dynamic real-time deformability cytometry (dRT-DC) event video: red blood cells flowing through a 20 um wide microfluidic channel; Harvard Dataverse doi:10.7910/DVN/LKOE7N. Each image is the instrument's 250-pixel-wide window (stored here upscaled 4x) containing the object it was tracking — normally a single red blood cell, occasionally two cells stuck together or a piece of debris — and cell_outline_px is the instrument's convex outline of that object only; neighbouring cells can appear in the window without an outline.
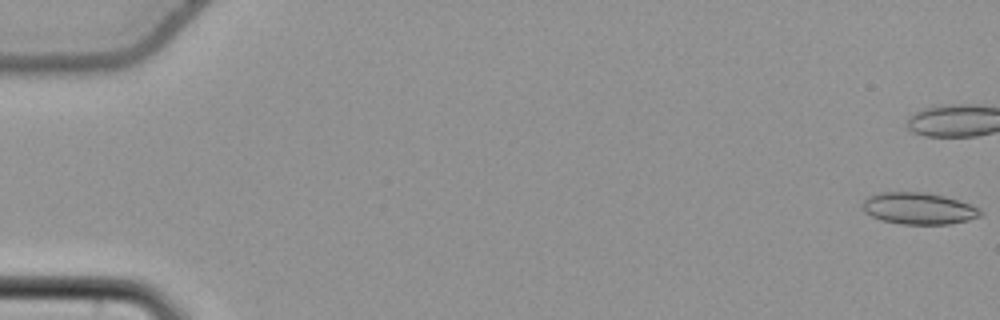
{"species": "common noctule bat (a hibernating species)", "species_latin": "Nyctalus noctula", "temperature_condition": "cold", "stored_images_in_passage": 8, "camera_frame_rate_fps": 3000, "um_per_image_px": 0.085, "animal": {"sex": "female", "body_mass_g": 22.7, "forearm_length_mm": 54.2}, "frame": {"image": 1, "passage_image": 1, "time_ms": 0.0, "image_size_px": [1000, 320], "cell_outline_px": [[984, 212], [980, 216], [968, 220], [948, 224], [900, 224], [880, 220], [864, 212], [860, 208], [864, 200], [868, 196], [880, 192], [924, 192], [944, 196], [980, 208]], "centroid_in_image_um": [78.04, 17.72], "position_along_channel_um": 7.0, "area_um2": 21.85}}